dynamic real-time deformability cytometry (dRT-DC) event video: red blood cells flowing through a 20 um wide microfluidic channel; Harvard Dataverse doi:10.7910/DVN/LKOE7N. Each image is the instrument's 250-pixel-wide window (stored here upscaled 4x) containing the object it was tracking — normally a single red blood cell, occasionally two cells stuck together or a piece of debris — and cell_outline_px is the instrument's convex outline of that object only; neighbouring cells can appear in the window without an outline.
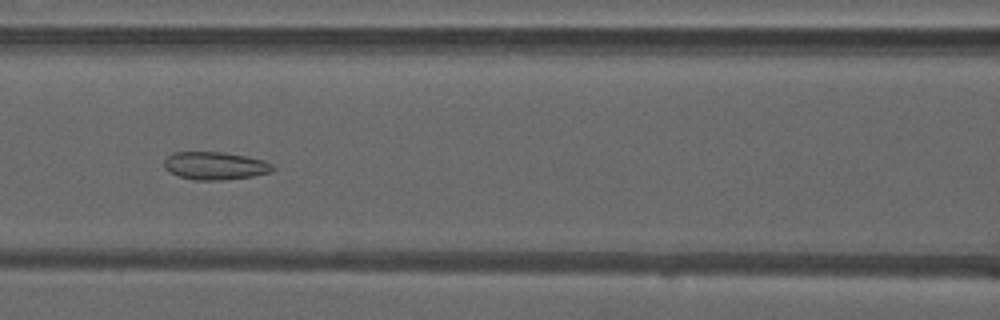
{"species": "common noctule bat (a hibernating species)", "species_latin": "Nyctalus noctula", "temperature_condition": "warm", "stored_images_in_passage": 49, "camera_frame_rate_fps": 3000, "um_per_image_px": 0.085, "animal": {"sex": "male", "forearm_length_mm": 52.5}, "frame": {"image": 1, "passage_image": 21, "time_ms": 6.667, "image_size_px": [1000, 320], "cell_outline_px": [[276, 168], [272, 172], [252, 176], [224, 180], [192, 180], [168, 172], [164, 168], [164, 160], [172, 152], [220, 152], [244, 156], [264, 160], [272, 164]], "centroid_in_image_um": [18.27, 14.09], "position_along_channel_um": 148.3, "area_um2": 17.69}}
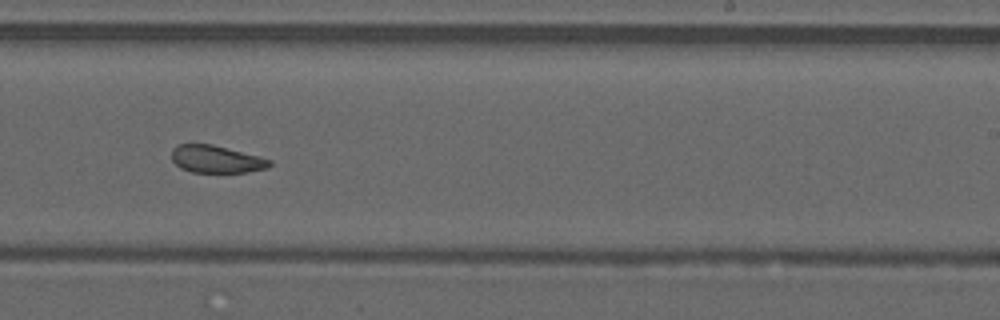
{"frame": {"image": 2, "passage_image": 30, "time_ms": 9.667, "image_size_px": [1000, 320], "cell_outline_px": [[272, 164], [268, 168], [248, 172], [192, 172], [180, 168], [172, 160], [172, 148], [176, 144], [212, 144], [260, 156], [272, 160]], "centroid_in_image_um": [18.39, 13.53], "position_along_channel_um": 270.6, "area_um2": 15.78}}
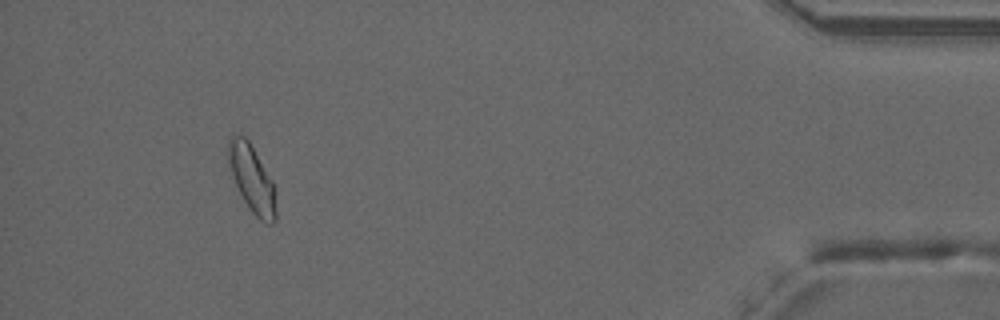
{"frame": {"image": 3, "passage_image": 45, "time_ms": 14.667, "image_size_px": [1000, 320], "cell_outline_px": [[276, 220], [272, 224], [264, 224], [248, 208], [232, 176], [228, 160], [228, 140], [232, 136], [244, 136], [248, 140], [272, 180], [276, 212]], "centroid_in_image_um": [21.41, 15.24], "position_along_channel_um": 413.8, "area_um2": 18.21}, "authors_computed_cell_mechanics": {"area_um2": 18.1492, "velocity_mm_per_s": 4.0963, "shape_relaxation_time_tau1_ms": null, "shape_relaxation_time_tau2_ms": 1.5625, "deformation_change_tau1": null, "deformation_change_tau2": 0.0795}}